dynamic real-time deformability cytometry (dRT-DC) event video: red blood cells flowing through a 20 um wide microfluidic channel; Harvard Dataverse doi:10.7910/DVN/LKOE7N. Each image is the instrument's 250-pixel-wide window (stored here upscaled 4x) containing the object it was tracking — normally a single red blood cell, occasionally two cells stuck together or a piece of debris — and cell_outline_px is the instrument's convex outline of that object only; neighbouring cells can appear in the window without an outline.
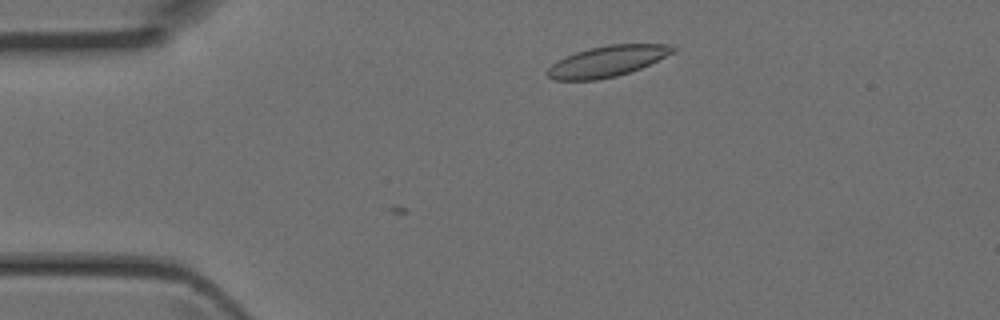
{"species": "Egyptian fruit bat (a non-hibernating species)", "species_latin": "Rousettus aegyptiacus", "temperature_condition": "room temperature", "stored_images_in_passage": 5, "camera_frame_rate_fps": 3000, "um_per_image_px": 0.085, "animal": {"sex": "female"}, "frame": {"image": 1, "passage_image": 5, "time_ms": 1.333, "image_size_px": [1000, 320], "cell_outline_px": [[680, 48], [676, 52], [640, 68], [616, 76], [596, 80], [552, 80], [544, 72], [556, 60], [576, 52], [608, 44], [672, 44]], "centroid_in_image_um": [51.64, 5.2], "position_along_channel_um": 33.4, "area_um2": 22.72}}